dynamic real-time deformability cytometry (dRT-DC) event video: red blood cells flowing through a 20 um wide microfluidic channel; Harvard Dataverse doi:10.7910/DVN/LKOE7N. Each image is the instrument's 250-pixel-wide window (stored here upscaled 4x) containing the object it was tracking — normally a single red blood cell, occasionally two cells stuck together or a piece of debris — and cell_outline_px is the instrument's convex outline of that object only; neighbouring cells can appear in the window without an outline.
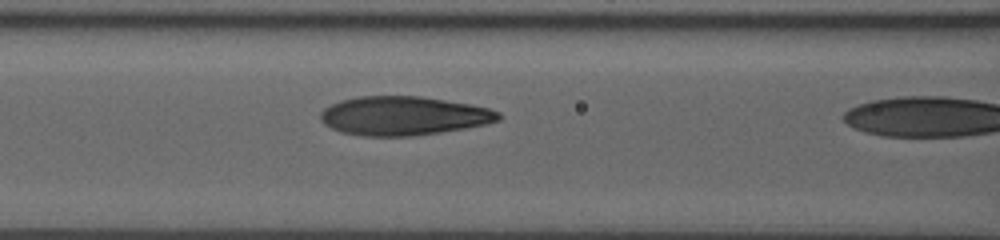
{"species": "human", "species_latin": "Homo sapiens", "temperature_condition": "room temperature", "stored_images_in_passage": 19, "camera_frame_rate_fps": 3000, "um_per_image_px": 0.085, "donor": {"sex": "male"}, "frame": {"image": 1, "passage_image": 18, "time_ms": 5.667, "image_size_px": [1000, 240], "cell_outline_px": [[500, 120], [484, 124], [464, 128], [440, 132], [412, 136], [364, 136], [340, 132], [324, 124], [320, 120], [320, 112], [324, 108], [340, 100], [360, 96], [420, 96], [468, 104], [488, 108], [500, 112]], "centroid_in_image_um": [34.25, 9.84], "position_along_channel_um": 132.3, "area_um2": 40.17}}